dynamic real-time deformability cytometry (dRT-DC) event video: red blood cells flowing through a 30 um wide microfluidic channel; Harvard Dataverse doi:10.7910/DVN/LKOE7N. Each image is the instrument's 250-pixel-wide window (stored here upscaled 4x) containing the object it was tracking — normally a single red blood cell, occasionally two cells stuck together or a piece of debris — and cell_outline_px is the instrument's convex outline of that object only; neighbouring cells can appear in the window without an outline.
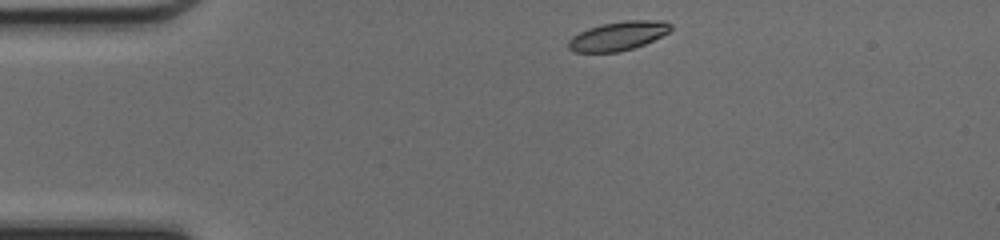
{"species": "common noctule bat (a hibernating species)", "species_latin": "Nyctalus noctula", "temperature_condition": "cold", "stored_images_in_passage": 40, "camera_frame_rate_fps": 3000, "um_per_image_px": 0.085, "animal": {"sex": "female", "body_mass_g": 17.0, "forearm_length_mm": 48.0}, "frame": {"image": 1, "passage_image": 1, "time_ms": 0.0, "image_size_px": [1000, 240], "cell_outline_px": [[672, 28], [668, 32], [644, 44], [620, 52], [572, 52], [568, 48], [568, 40], [572, 36], [588, 28], [604, 24], [624, 20], [664, 20], [672, 24]], "centroid_in_image_um": [52.53, 3.05], "position_along_channel_um": 32.5, "area_um2": 17.22}}
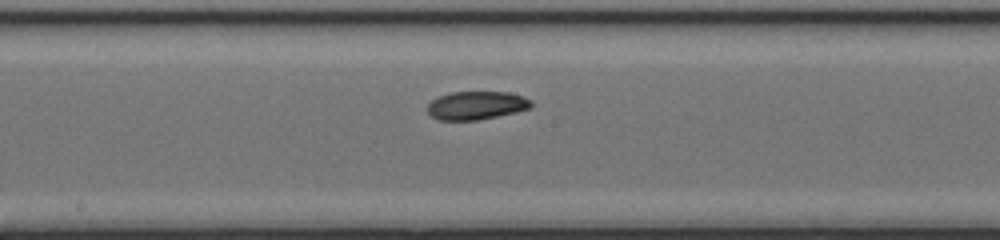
{"frame": {"image": 2, "passage_image": 17, "time_ms": 5.333, "image_size_px": [1000, 240], "cell_outline_px": [[532, 108], [516, 112], [476, 120], [440, 120], [432, 116], [428, 112], [428, 104], [432, 100], [440, 96], [452, 92], [508, 92], [524, 96], [532, 100]], "centroid_in_image_um": [40.53, 8.95], "position_along_channel_um": 207.7, "area_um2": 17.05}}
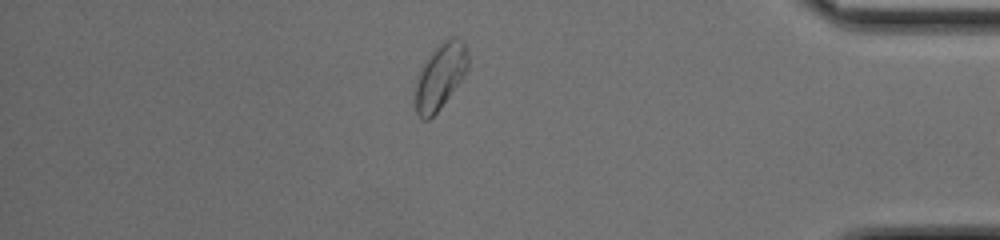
{"frame": {"image": 3, "passage_image": 33, "time_ms": 10.667, "image_size_px": [1000, 240], "cell_outline_px": [[468, 68], [464, 76], [440, 108], [428, 120], [420, 120], [416, 112], [416, 84], [420, 68], [424, 60], [448, 36], [456, 36], [468, 48]], "centroid_in_image_um": [37.43, 6.46], "position_along_channel_um": 397.8, "area_um2": 20.11}, "authors_computed_cell_mechanics": {"area_um2": 17.7446, "velocity_mm_per_s": 4.2442, "shape_relaxation_time_tau1_ms": 3.5648, "shape_relaxation_time_tau2_ms": 8.2772, "deformation_change_tau1": 0.1176, "deformation_change_tau2": 0.1172}}